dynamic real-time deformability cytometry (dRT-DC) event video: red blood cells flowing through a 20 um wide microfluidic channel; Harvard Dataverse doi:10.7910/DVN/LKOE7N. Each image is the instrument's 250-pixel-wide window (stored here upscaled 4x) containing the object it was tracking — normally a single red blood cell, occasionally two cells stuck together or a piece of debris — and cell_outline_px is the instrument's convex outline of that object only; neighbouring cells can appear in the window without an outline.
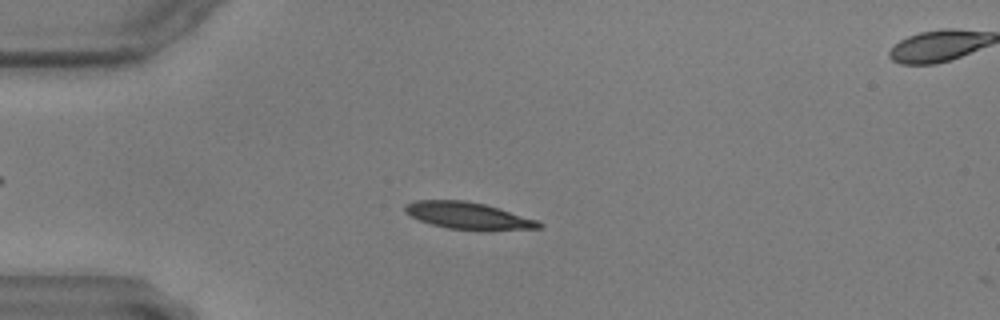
{"species": "common noctule bat (a hibernating species)", "species_latin": "Nyctalus noctula", "temperature_condition": "warm", "stored_images_in_passage": 5, "camera_frame_rate_fps": 3000, "um_per_image_px": 0.085, "animal": {"sex": "male", "body_mass_g": 17.9, "forearm_length_mm": 54.2}, "frame": {"image": 1, "passage_image": 4, "time_ms": 1.0, "image_size_px": [1000, 320], "cell_outline_px": [[544, 224], [540, 228], [488, 232], [480, 232], [448, 228], [432, 224], [420, 220], [404, 212], [404, 204], [416, 200], [464, 200], [484, 204], [500, 208], [540, 220]], "centroid_in_image_um": [39.89, 18.36], "position_along_channel_um": 45.1, "area_um2": 21.73}}